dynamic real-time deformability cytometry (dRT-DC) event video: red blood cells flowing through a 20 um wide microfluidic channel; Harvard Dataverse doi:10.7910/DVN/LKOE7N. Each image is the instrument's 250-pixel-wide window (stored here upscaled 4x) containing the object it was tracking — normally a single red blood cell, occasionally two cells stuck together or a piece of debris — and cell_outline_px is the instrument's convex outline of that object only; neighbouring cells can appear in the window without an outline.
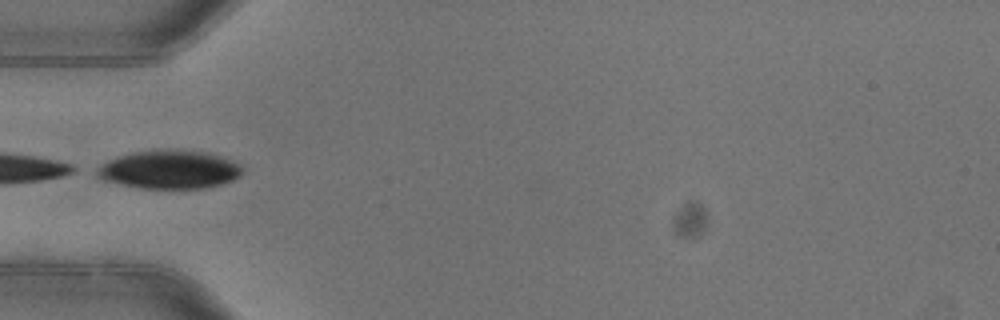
{"species": "common noctule bat (a hibernating species)", "species_latin": "Nyctalus noctula", "temperature_condition": "warm", "stored_images_in_passage": 5, "camera_frame_rate_fps": 3000, "um_per_image_px": 0.085, "animal": {"sex": "female"}, "frame": {"image": 1, "passage_image": 5, "time_ms": 1.333, "image_size_px": [1000, 320], "cell_outline_px": [[244, 168], [240, 176], [232, 180], [208, 188], [136, 188], [104, 180], [96, 176], [92, 168], [100, 164], [120, 156], [136, 152], [180, 148], [208, 152], [220, 156]], "centroid_in_image_um": [14.36, 14.41], "position_along_channel_um": 70.6, "area_um2": 32.77}}